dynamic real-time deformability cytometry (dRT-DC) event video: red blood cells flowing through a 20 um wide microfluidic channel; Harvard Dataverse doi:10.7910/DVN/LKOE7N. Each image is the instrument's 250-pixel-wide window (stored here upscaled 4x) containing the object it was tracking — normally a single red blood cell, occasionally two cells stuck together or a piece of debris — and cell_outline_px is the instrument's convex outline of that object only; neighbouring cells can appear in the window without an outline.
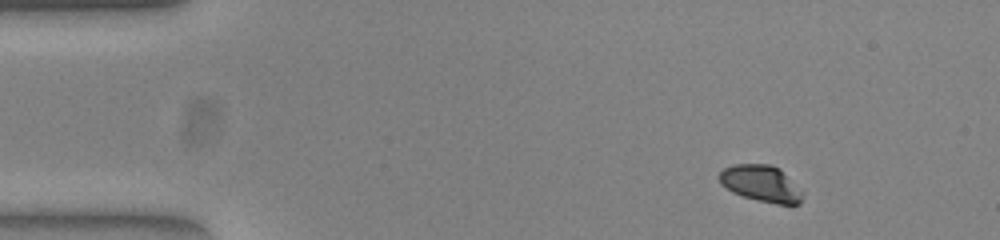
{"species": "common noctule bat (a hibernating species)", "species_latin": "Nyctalus noctula", "temperature_condition": "warm", "stored_images_in_passage": 47, "camera_frame_rate_fps": 3000, "um_per_image_px": 0.085, "animal": {"sex": "female", "body_mass_g": 23.0, "forearm_length_mm": 53.4}, "frame": {"image": 1, "passage_image": 1, "time_ms": 0.0, "image_size_px": [1000, 240], "cell_outline_px": [[796, 204], [784, 204], [748, 196], [732, 188], [724, 180], [724, 172], [732, 168], [776, 168], [780, 172], [796, 200]], "centroid_in_image_um": [64.64, 15.65], "position_along_channel_um": 20.4, "area_um2": 12.89}}
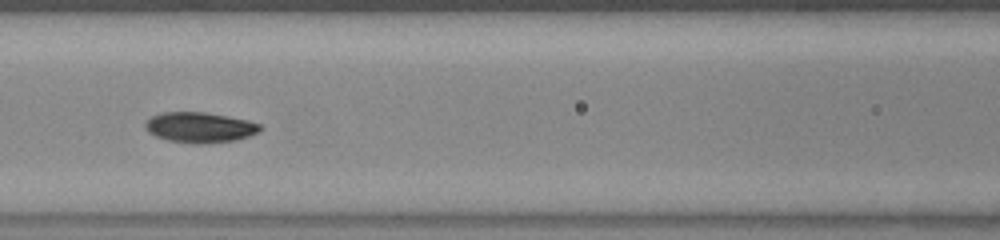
{"frame": {"image": 2, "passage_image": 18, "time_ms": 5.667, "image_size_px": [1000, 240], "cell_outline_px": [[256, 128], [240, 136], [204, 140], [196, 140], [172, 136], [160, 132], [152, 128], [152, 120], [164, 116], [212, 116], [236, 120], [252, 124]], "centroid_in_image_um": [17.09, 10.81], "position_along_channel_um": 149.5, "area_um2": 13.64}}
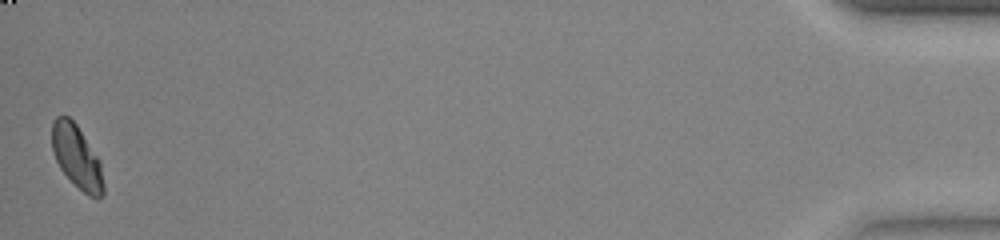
{"frame": {"image": 3, "passage_image": 47, "time_ms": 15.333, "image_size_px": [1000, 240], "cell_outline_px": [[100, 192], [84, 188], [72, 180], [60, 164], [56, 156], [52, 140], [52, 132], [56, 120], [64, 116], [72, 120], [96, 160], [100, 176]], "centroid_in_image_um": [6.4, 13.16], "position_along_channel_um": 428.8, "area_um2": 15.32}, "authors_computed_cell_mechanics": {"area_um2": 14.2477, "velocity_mm_per_s": 3.8999, "shape_relaxation_time_tau1_ms": 6.0738, "shape_relaxation_time_tau2_ms": 7.9889, "deformation_change_tau1": 0.1656, "deformation_change_tau2": 0.1146}}